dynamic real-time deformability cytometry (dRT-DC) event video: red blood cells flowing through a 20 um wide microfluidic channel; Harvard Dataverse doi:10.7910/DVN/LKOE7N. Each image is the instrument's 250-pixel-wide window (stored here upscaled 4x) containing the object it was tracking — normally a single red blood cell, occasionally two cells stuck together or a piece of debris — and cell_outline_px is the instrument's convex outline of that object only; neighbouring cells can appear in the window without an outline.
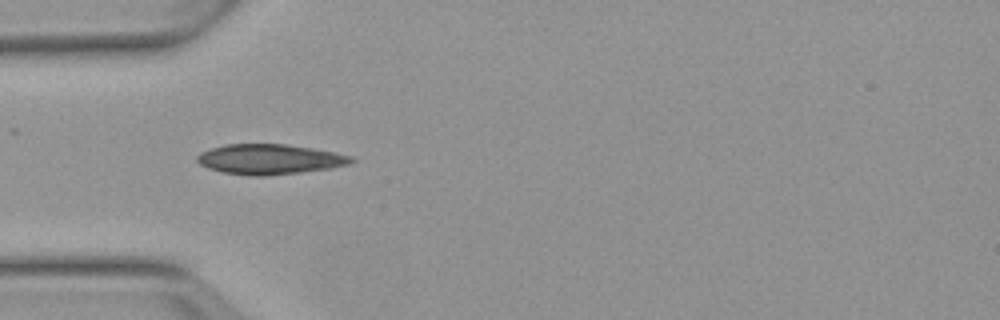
{"species": "Egyptian fruit bat (a non-hibernating species)", "species_latin": "Rousettus aegyptiacus", "temperature_condition": "warm", "stored_images_in_passage": 2, "camera_frame_rate_fps": 3000, "um_per_image_px": 0.085, "animal": {"sex": "female"}, "frame": {"image": 1, "passage_image": 2, "time_ms": 1.333, "image_size_px": [1000, 320], "cell_outline_px": [[356, 160], [352, 164], [332, 168], [300, 172], [264, 176], [252, 176], [224, 172], [208, 168], [200, 164], [196, 160], [196, 156], [200, 152], [224, 144], [288, 144], [312, 148], [352, 156]], "centroid_in_image_um": [22.93, 13.53], "position_along_channel_um": 62.1, "area_um2": 27.11}}